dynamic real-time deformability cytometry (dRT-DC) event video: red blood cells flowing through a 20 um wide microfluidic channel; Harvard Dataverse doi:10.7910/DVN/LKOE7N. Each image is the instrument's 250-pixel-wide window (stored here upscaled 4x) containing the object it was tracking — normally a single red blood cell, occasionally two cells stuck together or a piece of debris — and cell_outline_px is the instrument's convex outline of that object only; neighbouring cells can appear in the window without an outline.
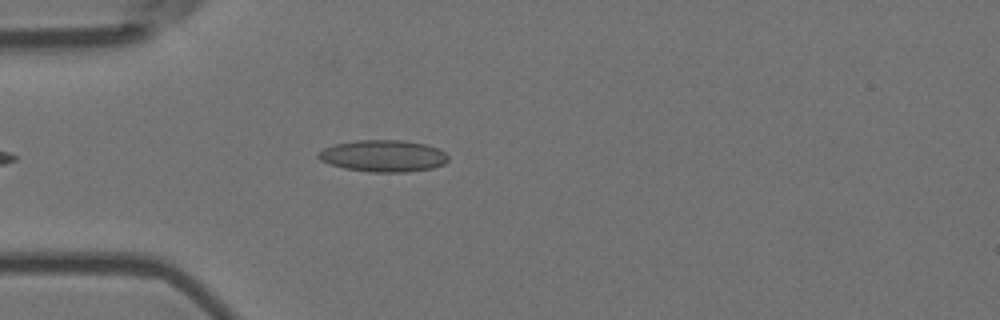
{"species": "Egyptian fruit bat (a non-hibernating species)", "species_latin": "Rousettus aegyptiacus", "temperature_condition": "room temperature", "stored_images_in_passage": 4, "camera_frame_rate_fps": 3000, "um_per_image_px": 0.085, "animal": {"sex": "female"}, "frame": {"image": 1, "passage_image": 4, "time_ms": 1.0, "image_size_px": [1000, 320], "cell_outline_px": [[448, 160], [444, 164], [432, 168], [408, 172], [372, 172], [344, 168], [320, 160], [316, 156], [316, 152], [332, 144], [356, 140], [404, 140], [428, 144], [440, 148], [448, 156]], "centroid_in_image_um": [32.58, 13.24], "position_along_channel_um": 52.4, "area_um2": 24.33}}